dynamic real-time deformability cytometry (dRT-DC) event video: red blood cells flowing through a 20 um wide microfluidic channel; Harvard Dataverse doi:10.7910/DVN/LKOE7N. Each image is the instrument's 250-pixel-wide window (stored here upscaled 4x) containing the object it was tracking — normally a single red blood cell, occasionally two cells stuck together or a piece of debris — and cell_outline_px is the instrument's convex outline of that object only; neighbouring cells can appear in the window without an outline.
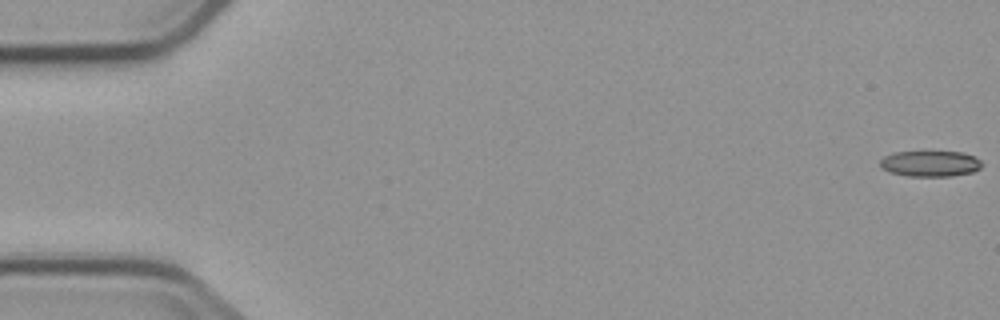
{"species": "common noctule bat (a hibernating species)", "species_latin": "Nyctalus noctula", "temperature_condition": "cold", "stored_images_in_passage": 5, "camera_frame_rate_fps": 3000, "um_per_image_px": 0.085, "animal": {"sex": "male", "body_mass_g": 23.1, "forearm_length_mm": 52.7}, "frame": {"image": 1, "passage_image": 1, "time_ms": 0.0, "image_size_px": [1000, 320], "cell_outline_px": [[984, 164], [980, 168], [972, 172], [952, 176], [908, 176], [888, 172], [880, 168], [880, 160], [884, 156], [892, 152], [960, 152], [972, 156], [980, 160]], "centroid_in_image_um": [79.03, 13.91], "position_along_channel_um": 6.0, "area_um2": 15.37}}
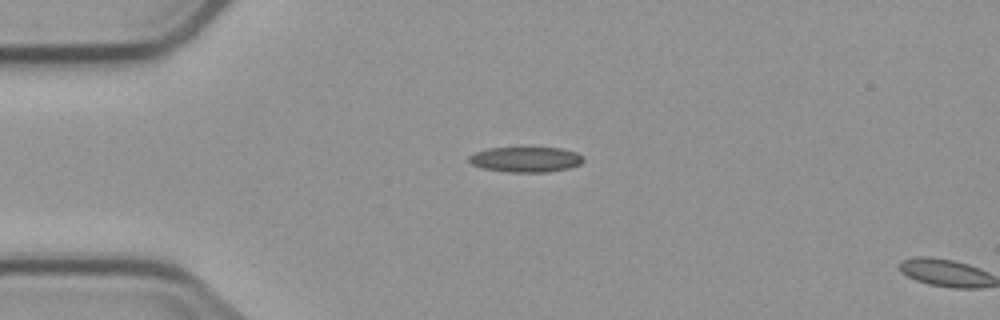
{"frame": {"image": 2, "passage_image": 4, "time_ms": 4.333, "image_size_px": [1000, 320], "cell_outline_px": [[584, 160], [580, 164], [568, 168], [548, 172], [508, 172], [484, 168], [472, 164], [468, 160], [468, 156], [476, 152], [488, 148], [560, 148], [576, 152]], "centroid_in_image_um": [44.67, 13.55], "position_along_channel_um": 40.3, "area_um2": 16.65}}